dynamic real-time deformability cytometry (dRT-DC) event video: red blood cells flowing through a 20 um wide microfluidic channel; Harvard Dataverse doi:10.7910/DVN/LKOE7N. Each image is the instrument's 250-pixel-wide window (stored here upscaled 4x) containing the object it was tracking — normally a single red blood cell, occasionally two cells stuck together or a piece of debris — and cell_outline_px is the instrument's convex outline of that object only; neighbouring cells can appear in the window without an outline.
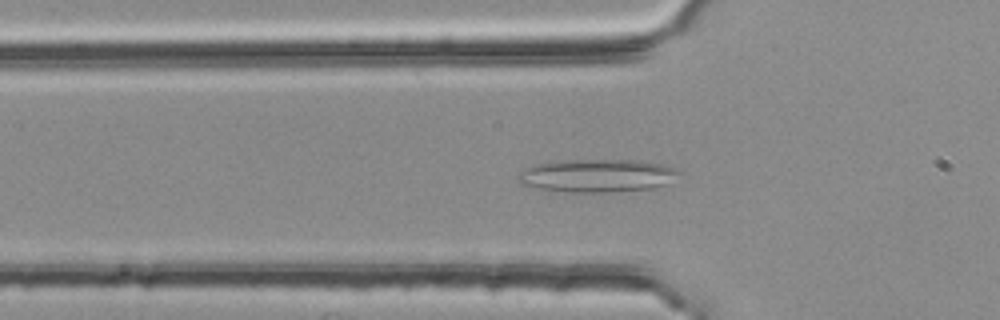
{"species": "common noctule bat (a hibernating species)", "species_latin": "Nyctalus noctula", "temperature_condition": "room temperature", "stored_images_in_passage": 43, "camera_frame_rate_fps": 3000, "um_per_image_px": 0.085, "animal": {"sex": "female", "body_mass_g": 25.1}, "frame": {"image": 1, "passage_image": 8, "time_ms": 2.333, "image_size_px": [1000, 320], "cell_outline_px": [[680, 172], [668, 184], [656, 188], [608, 192], [564, 192], [532, 188], [520, 184], [520, 172], [524, 168], [536, 164], [556, 160], [640, 160], [664, 164]], "centroid_in_image_um": [50.74, 14.93], "position_along_channel_um": 75.1, "area_um2": 31.21}}
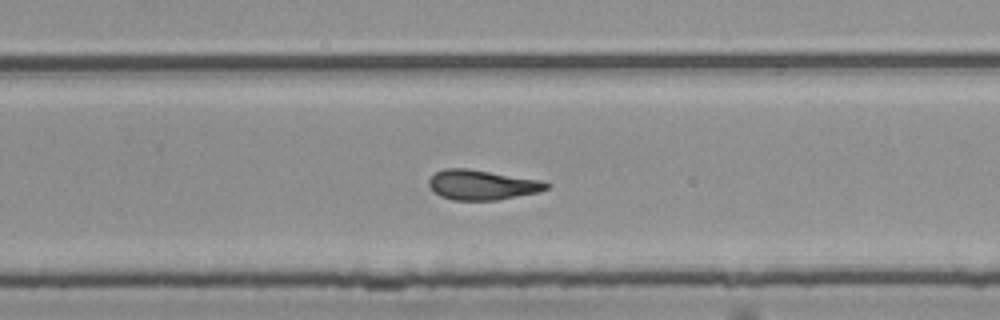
{"frame": {"image": 2, "passage_image": 25, "time_ms": 8.0, "image_size_px": [1000, 320], "cell_outline_px": [[552, 184], [548, 188], [540, 192], [496, 200], [452, 200], [440, 196], [428, 184], [428, 180], [436, 172], [444, 168], [468, 168], [540, 180]], "centroid_in_image_um": [40.99, 15.71], "position_along_channel_um": 288.8, "area_um2": 20.46}}
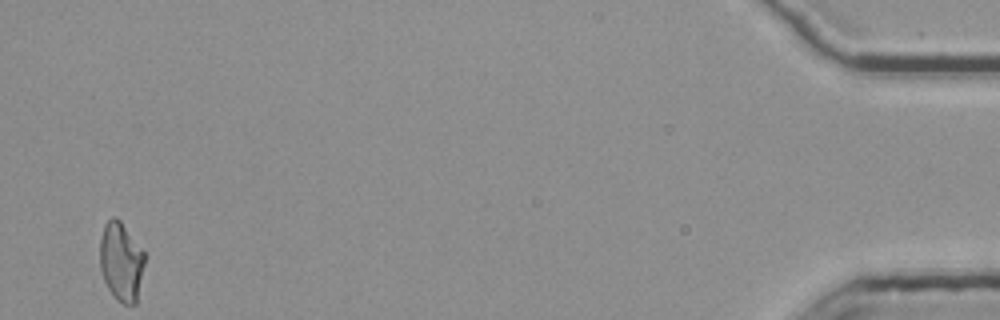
{"frame": {"image": 3, "passage_image": 43, "time_ms": 14.0, "image_size_px": [1000, 320], "cell_outline_px": [[144, 264], [136, 304], [124, 304], [116, 300], [108, 288], [104, 280], [100, 268], [100, 240], [104, 224], [112, 216], [116, 216], [120, 220], [144, 252]], "centroid_in_image_um": [10.28, 22.23], "position_along_channel_um": 424.9, "area_um2": 20.46}, "authors_computed_cell_mechanics": {"area_um2": 20.6924, "velocity_mm_per_s": 3.7654, "shape_relaxation_time_tau1_ms": null, "shape_relaxation_time_tau2_ms": 6.5073, "deformation_change_tau1": null, "deformation_change_tau2": 0.1727}}